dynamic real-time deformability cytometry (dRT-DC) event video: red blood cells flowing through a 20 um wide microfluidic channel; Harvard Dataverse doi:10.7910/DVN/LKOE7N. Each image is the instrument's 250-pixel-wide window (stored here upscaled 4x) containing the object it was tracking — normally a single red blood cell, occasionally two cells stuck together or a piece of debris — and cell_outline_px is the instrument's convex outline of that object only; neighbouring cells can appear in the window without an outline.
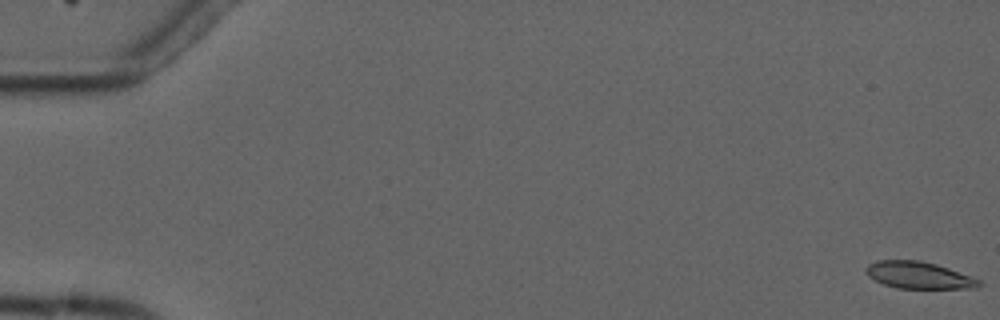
{"species": "common noctule bat (a hibernating species)", "species_latin": "Nyctalus noctula", "temperature_condition": "cold", "stored_images_in_passage": 5, "camera_frame_rate_fps": 3000, "um_per_image_px": 0.085, "animal": {"sex": "male", "forearm_length_mm": 52.5}, "frame": {"image": 1, "passage_image": 1, "time_ms": 0.0, "image_size_px": [1000, 320], "cell_outline_px": [[980, 284], [976, 288], [896, 288], [884, 284], [868, 276], [864, 268], [868, 264], [876, 260], [920, 260], [936, 264], [972, 276], [980, 280]], "centroid_in_image_um": [78.07, 23.38], "position_along_channel_um": 6.9, "area_um2": 17.69}}